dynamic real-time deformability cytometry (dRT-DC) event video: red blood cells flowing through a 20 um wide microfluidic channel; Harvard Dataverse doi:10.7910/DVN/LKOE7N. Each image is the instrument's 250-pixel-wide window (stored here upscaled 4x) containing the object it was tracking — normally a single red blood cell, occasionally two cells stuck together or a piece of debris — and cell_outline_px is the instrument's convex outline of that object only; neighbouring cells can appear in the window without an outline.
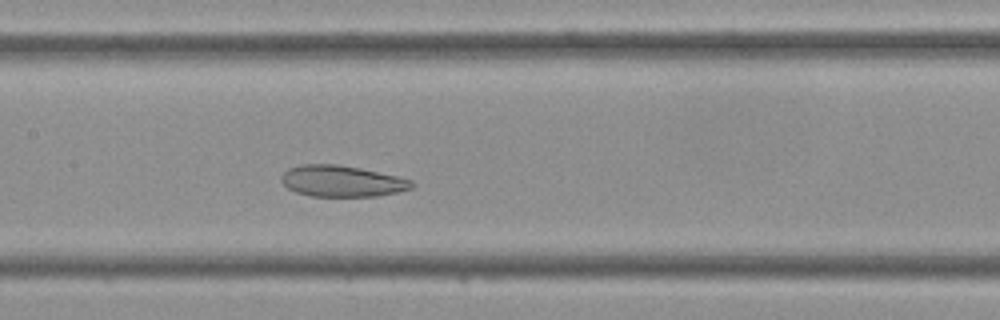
{"species": "Egyptian fruit bat (a non-hibernating species)", "species_latin": "Rousettus aegyptiacus", "temperature_condition": "cold", "stored_images_in_passage": 39, "camera_frame_rate_fps": 3000, "um_per_image_px": 0.085, "frame": {"image": 1, "passage_image": 15, "time_ms": 4.667, "image_size_px": [1000, 320], "cell_outline_px": [[416, 184], [412, 188], [396, 192], [376, 196], [312, 196], [296, 192], [288, 188], [280, 180], [280, 176], [288, 168], [300, 164], [336, 164], [360, 168], [396, 176], [412, 180]], "centroid_in_image_um": [29.04, 15.39], "position_along_channel_um": 178.4, "area_um2": 23.7}}
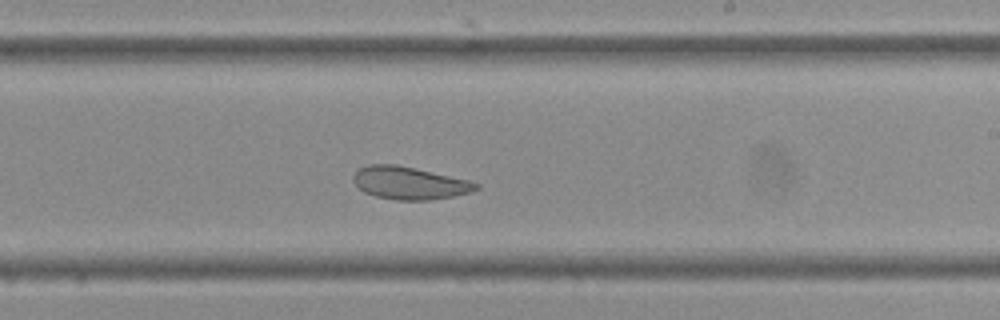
{"frame": {"image": 2, "passage_image": 20, "time_ms": 6.333, "image_size_px": [1000, 320], "cell_outline_px": [[480, 188], [472, 192], [432, 200], [396, 200], [376, 196], [364, 192], [352, 180], [352, 176], [360, 168], [368, 164], [396, 164], [416, 168], [468, 180], [480, 184]], "centroid_in_image_um": [34.81, 15.55], "position_along_channel_um": 254.2, "area_um2": 23.35}}
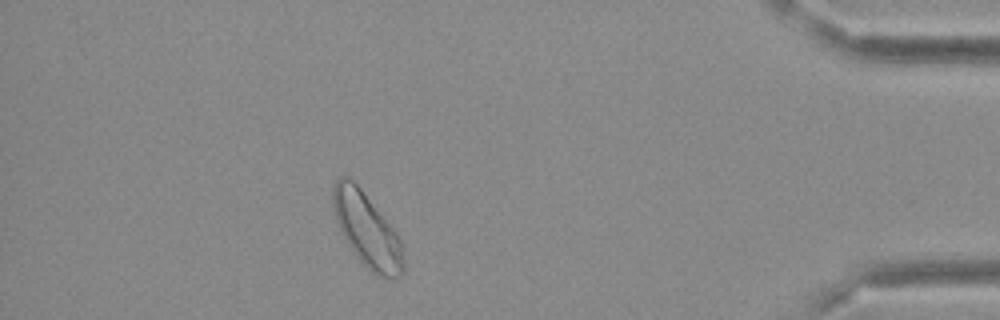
{"frame": {"image": 3, "passage_image": 33, "time_ms": 10.667, "image_size_px": [1000, 320], "cell_outline_px": [[404, 272], [396, 280], [392, 280], [376, 276], [356, 256], [348, 244], [336, 220], [332, 204], [332, 188], [336, 180], [340, 176], [348, 176], [360, 188], [396, 232], [400, 240], [404, 260]], "centroid_in_image_um": [31.2, 19.58], "position_along_channel_um": 404.0, "area_um2": 30.23}}